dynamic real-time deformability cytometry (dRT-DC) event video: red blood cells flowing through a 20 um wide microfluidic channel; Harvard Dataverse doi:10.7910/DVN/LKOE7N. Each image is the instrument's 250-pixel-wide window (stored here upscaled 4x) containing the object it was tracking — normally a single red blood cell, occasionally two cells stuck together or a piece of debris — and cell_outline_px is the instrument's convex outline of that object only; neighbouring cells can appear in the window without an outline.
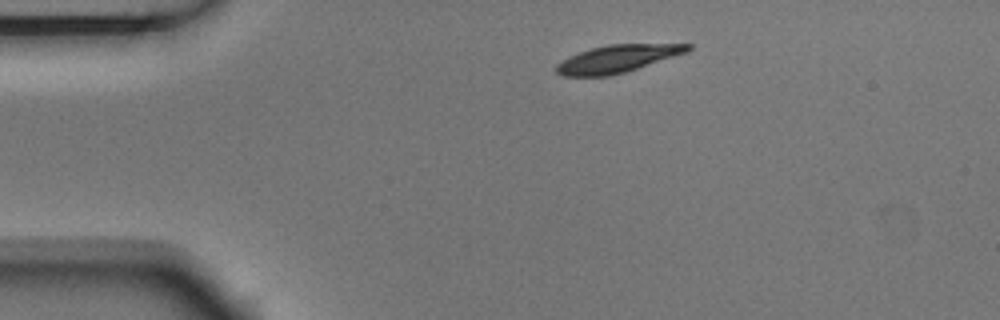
{"species": "Egyptian fruit bat (a non-hibernating species)", "species_latin": "Rousettus aegyptiacus", "temperature_condition": "room temperature", "stored_images_in_passage": 9, "camera_frame_rate_fps": 3000, "um_per_image_px": 0.085, "animal": {"sex": "male"}, "frame": {"image": 1, "passage_image": 1, "time_ms": 0.0, "image_size_px": [1000, 320], "cell_outline_px": [[692, 48], [688, 52], [624, 72], [608, 76], [564, 76], [556, 72], [556, 64], [568, 56], [592, 48], [608, 44], [692, 44]], "centroid_in_image_um": [52.47, 4.99], "position_along_channel_um": 32.5, "area_um2": 20.87}}
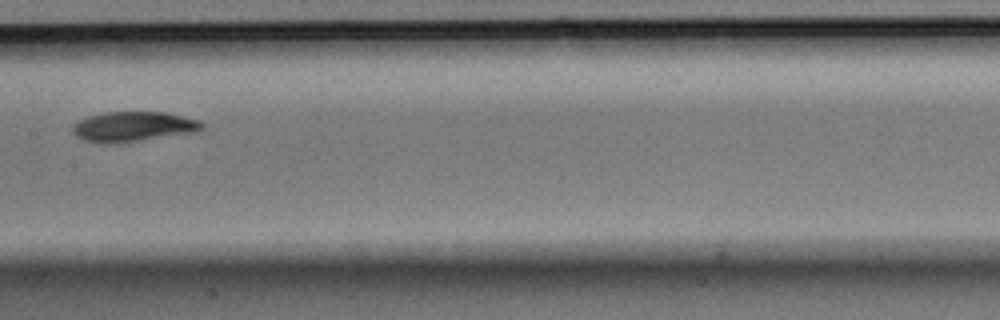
{"frame": {"image": 2, "passage_image": 6, "time_ms": 1.667, "image_size_px": [1000, 320], "cell_outline_px": [[204, 128], [196, 132], [120, 144], [104, 144], [84, 140], [76, 136], [72, 132], [72, 128], [80, 120], [88, 116], [104, 112], [168, 112], [200, 120], [204, 124]], "centroid_in_image_um": [11.36, 10.77], "position_along_channel_um": 196.0, "area_um2": 23.0}}
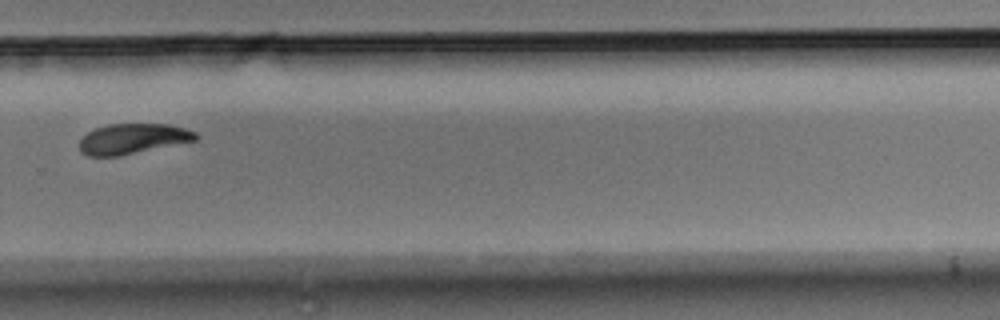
{"frame": {"image": 3, "passage_image": 9, "time_ms": 2.667, "image_size_px": [1000, 320], "cell_outline_px": [[200, 136], [196, 140], [120, 156], [88, 156], [80, 152], [80, 140], [88, 132], [96, 128], [108, 124], [168, 124], [184, 128], [196, 132]], "centroid_in_image_um": [11.29, 11.8], "position_along_channel_um": 318.5, "area_um2": 20.46}}